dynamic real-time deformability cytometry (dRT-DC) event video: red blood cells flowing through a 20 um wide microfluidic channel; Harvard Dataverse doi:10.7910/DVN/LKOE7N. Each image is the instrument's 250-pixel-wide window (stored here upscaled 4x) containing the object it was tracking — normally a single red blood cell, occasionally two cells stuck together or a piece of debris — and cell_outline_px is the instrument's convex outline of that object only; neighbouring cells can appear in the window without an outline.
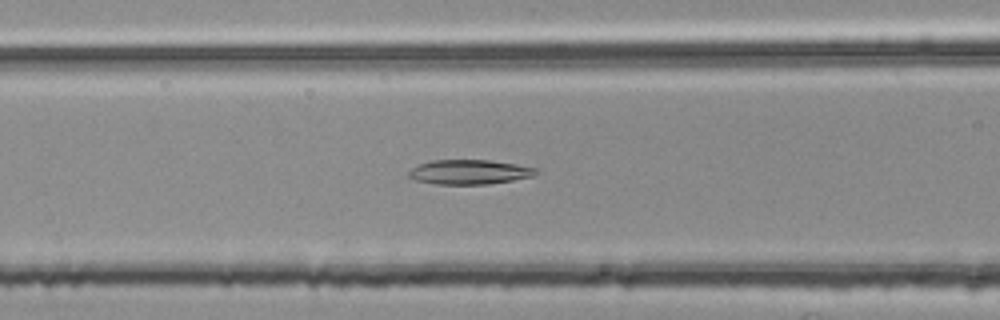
{"species": "common noctule bat (a hibernating species)", "species_latin": "Nyctalus noctula", "temperature_condition": "room temperature", "stored_images_in_passage": 53, "camera_frame_rate_fps": 3000, "um_per_image_px": 0.085, "animal": {"sex": "female", "body_mass_g": 25.1}, "frame": {"image": 1, "passage_image": 21, "time_ms": 6.667, "image_size_px": [1000, 320], "cell_outline_px": [[540, 172], [532, 176], [512, 180], [488, 184], [436, 184], [416, 180], [408, 176], [408, 172], [412, 168], [420, 164], [432, 160], [488, 160], [516, 164], [536, 168]], "centroid_in_image_um": [39.9, 14.62], "position_along_channel_um": 126.7, "area_um2": 18.09}}
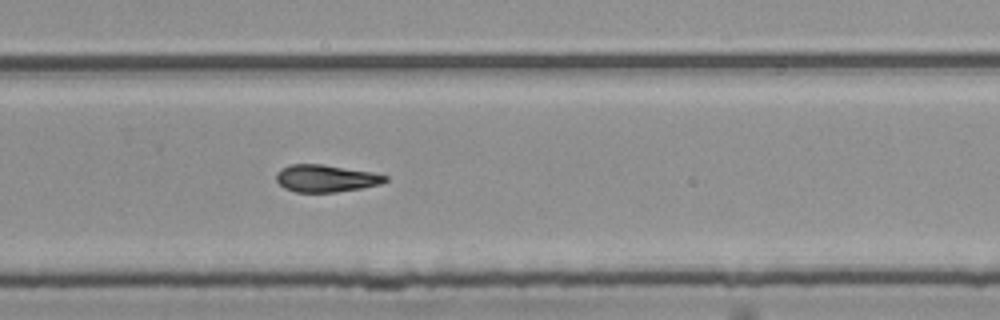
{"frame": {"image": 2, "passage_image": 35, "time_ms": 11.333, "image_size_px": [1000, 320], "cell_outline_px": [[388, 180], [380, 184], [360, 188], [336, 192], [296, 192], [284, 188], [276, 180], [276, 172], [280, 168], [288, 164], [324, 164], [372, 172], [388, 176]], "centroid_in_image_um": [27.67, 15.15], "position_along_channel_um": 302.1, "area_um2": 17.4}}
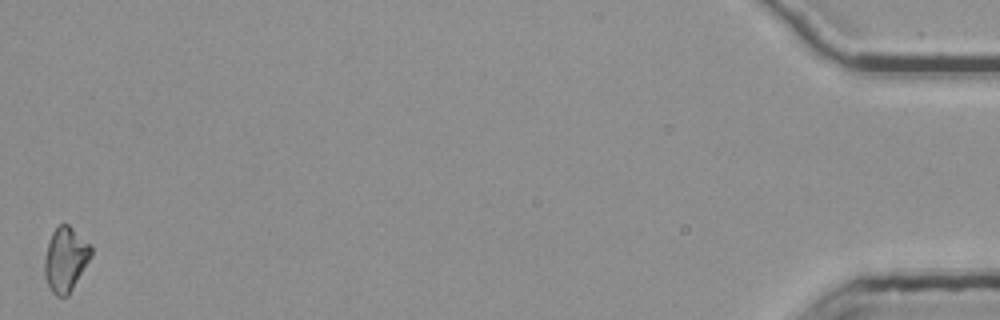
{"frame": {"image": 3, "passage_image": 53, "time_ms": 17.333, "image_size_px": [1000, 320], "cell_outline_px": [[92, 256], [68, 296], [56, 296], [52, 292], [44, 276], [44, 256], [52, 232], [60, 224], [68, 224], [92, 244]], "centroid_in_image_um": [5.58, 22.03], "position_along_channel_um": 429.6, "area_um2": 17.63}}